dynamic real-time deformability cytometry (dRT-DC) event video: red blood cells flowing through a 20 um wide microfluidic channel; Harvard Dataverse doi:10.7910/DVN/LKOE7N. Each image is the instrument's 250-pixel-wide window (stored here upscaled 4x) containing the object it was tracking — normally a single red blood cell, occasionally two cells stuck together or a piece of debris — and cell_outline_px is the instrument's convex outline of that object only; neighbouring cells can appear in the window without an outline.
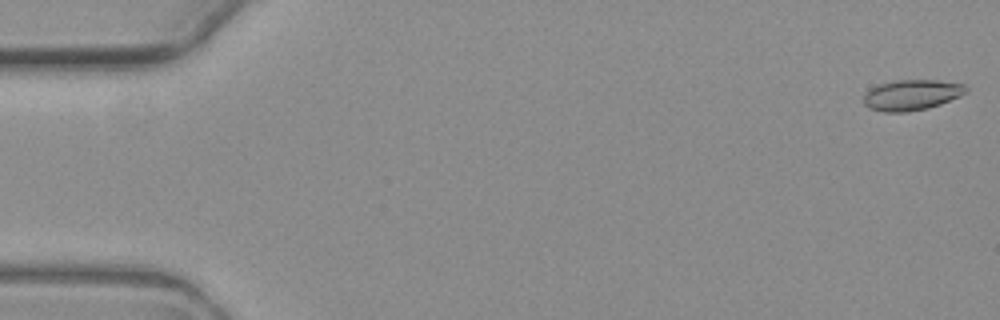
{"species": "common noctule bat (a hibernating species)", "species_latin": "Nyctalus noctula", "temperature_condition": "warm", "stored_images_in_passage": 5, "camera_frame_rate_fps": 3000, "um_per_image_px": 0.085, "animal": {"sex": "female", "body_mass_g": 19.3, "forearm_length_mm": 54.1}, "frame": {"image": 1, "passage_image": 1, "time_ms": 0.0, "image_size_px": [1000, 320], "cell_outline_px": [[968, 92], [960, 96], [940, 104], [928, 108], [908, 112], [884, 112], [868, 108], [864, 104], [864, 96], [868, 88], [880, 84], [896, 80], [936, 80], [964, 84], [968, 88]], "centroid_in_image_um": [77.48, 8.07], "position_along_channel_um": 7.5, "area_um2": 18.38}}
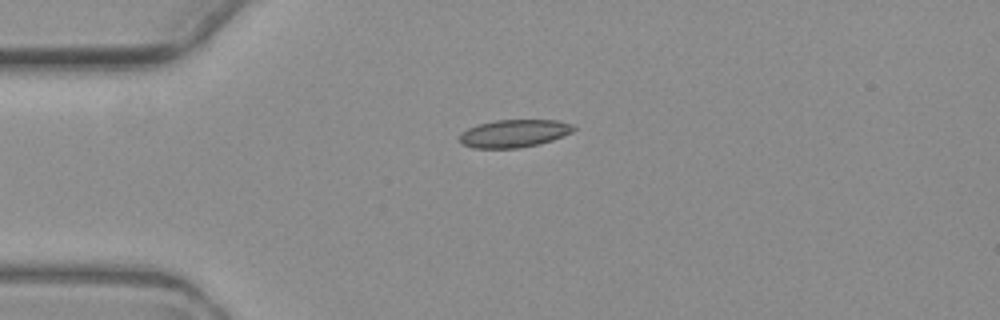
{"frame": {"image": 2, "passage_image": 4, "time_ms": 4.333, "image_size_px": [1000, 320], "cell_outline_px": [[576, 128], [572, 132], [552, 140], [540, 144], [520, 148], [472, 148], [460, 144], [460, 132], [468, 128], [480, 124], [496, 120], [556, 120], [572, 124]], "centroid_in_image_um": [43.68, 11.35], "position_along_channel_um": 41.3, "area_um2": 18.5}}